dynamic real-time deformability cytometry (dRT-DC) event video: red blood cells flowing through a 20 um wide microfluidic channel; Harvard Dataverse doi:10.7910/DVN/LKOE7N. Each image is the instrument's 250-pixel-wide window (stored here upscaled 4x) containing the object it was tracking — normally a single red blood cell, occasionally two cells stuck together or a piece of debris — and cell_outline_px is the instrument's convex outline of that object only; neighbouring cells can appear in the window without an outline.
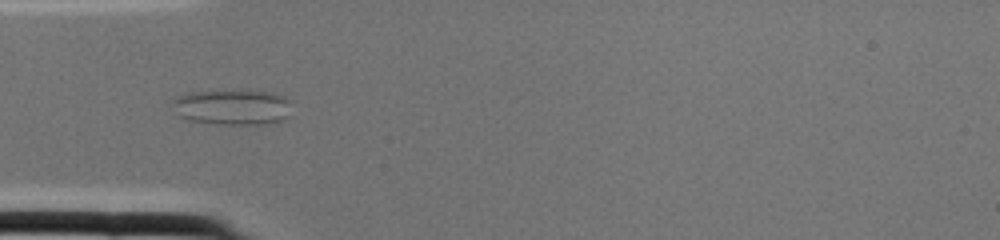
{"species": "common noctule bat (a hibernating species)", "species_latin": "Nyctalus noctula", "temperature_condition": "cold", "stored_images_in_passage": 3, "camera_frame_rate_fps": 3000, "um_per_image_px": 0.085, "animal": {"sex": "female", "body_mass_g": 22.0, "forearm_length_mm": 56.7}, "frame": {"image": 1, "passage_image": 3, "time_ms": 0.667, "image_size_px": [1000, 240], "cell_outline_px": [[292, 100], [288, 116], [284, 120], [264, 124], [220, 124], [188, 120], [180, 116], [168, 104], [176, 96], [188, 92], [248, 88], [268, 92], [284, 96]], "centroid_in_image_um": [19.74, 9.06], "position_along_channel_um": 65.3, "area_um2": 25.66}}